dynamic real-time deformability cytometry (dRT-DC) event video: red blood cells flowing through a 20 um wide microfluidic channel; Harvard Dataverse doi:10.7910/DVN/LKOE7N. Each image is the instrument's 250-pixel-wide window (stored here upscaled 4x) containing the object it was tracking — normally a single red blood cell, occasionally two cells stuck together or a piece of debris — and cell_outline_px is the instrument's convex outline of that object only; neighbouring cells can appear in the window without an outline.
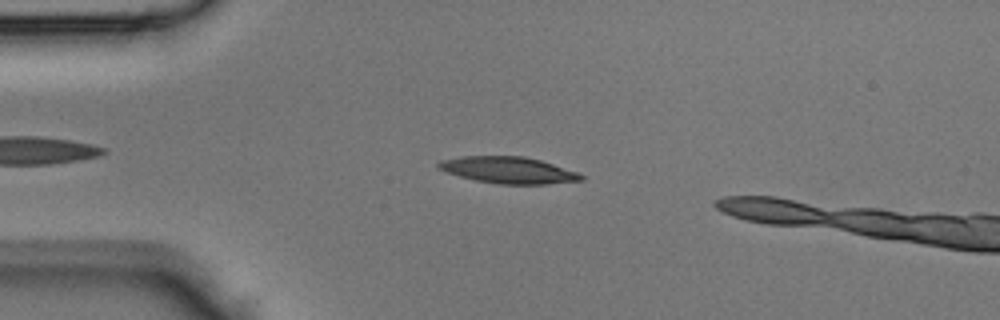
{"species": "Egyptian fruit bat (a non-hibernating species)", "species_latin": "Rousettus aegyptiacus", "temperature_condition": "room temperature", "stored_images_in_passage": 11, "camera_frame_rate_fps": 3000, "um_per_image_px": 0.085, "animal": {"sex": "male"}, "frame": {"image": 1, "passage_image": 8, "time_ms": 2.333, "image_size_px": [1000, 320], "cell_outline_px": [[584, 180], [548, 184], [500, 184], [476, 180], [460, 176], [436, 168], [436, 164], [440, 160], [460, 156], [524, 156], [540, 160], [576, 172], [584, 176]], "centroid_in_image_um": [43.18, 14.45], "position_along_channel_um": 41.8, "area_um2": 21.96}}